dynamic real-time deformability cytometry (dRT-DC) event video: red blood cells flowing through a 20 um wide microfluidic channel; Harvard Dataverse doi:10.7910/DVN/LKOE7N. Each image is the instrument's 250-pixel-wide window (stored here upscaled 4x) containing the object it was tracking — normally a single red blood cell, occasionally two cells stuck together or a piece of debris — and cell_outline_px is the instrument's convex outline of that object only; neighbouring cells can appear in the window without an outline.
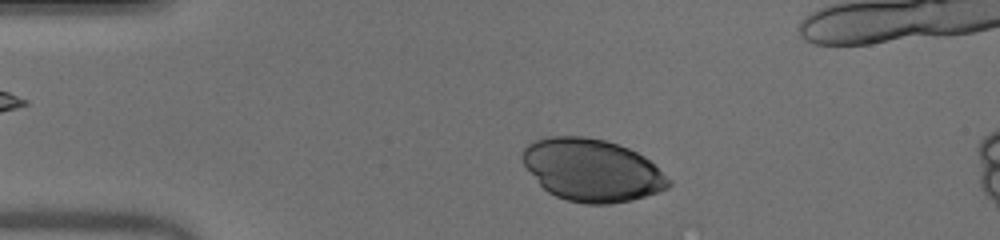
{"species": "human", "species_latin": "Homo sapiens", "temperature_condition": "warm", "stored_images_in_passage": 45, "camera_frame_rate_fps": 3000, "um_per_image_px": 0.085, "donor": {"sex": "male"}, "frame": {"image": 1, "passage_image": 4, "time_ms": 1.0, "image_size_px": [1000, 240], "cell_outline_px": [[672, 184], [668, 188], [632, 200], [608, 204], [584, 204], [568, 200], [556, 196], [548, 192], [540, 184], [524, 164], [520, 156], [520, 152], [528, 144], [536, 140], [548, 136], [584, 136], [604, 140], [628, 148], [644, 156], [672, 180]], "centroid_in_image_um": [50.31, 14.46], "position_along_channel_um": 34.7, "area_um2": 53.0}}
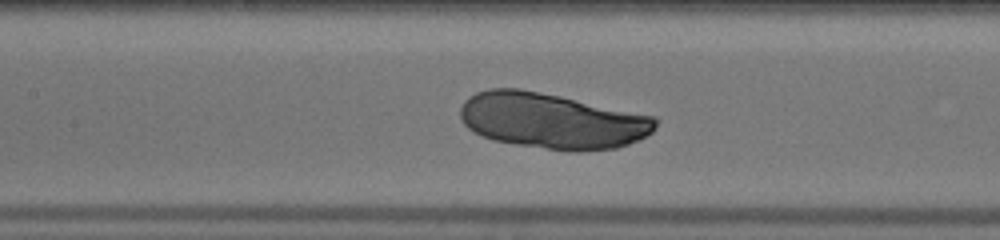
{"frame": {"image": 2, "passage_image": 17, "time_ms": 5.333, "image_size_px": [1000, 240], "cell_outline_px": [[656, 128], [652, 132], [640, 140], [616, 148], [584, 152], [568, 152], [516, 144], [492, 140], [468, 128], [460, 120], [460, 108], [464, 100], [468, 96], [476, 92], [488, 88], [520, 88], [560, 96], [656, 116]], "centroid_in_image_um": [46.92, 10.27], "position_along_channel_um": 160.5, "area_um2": 63.87}}
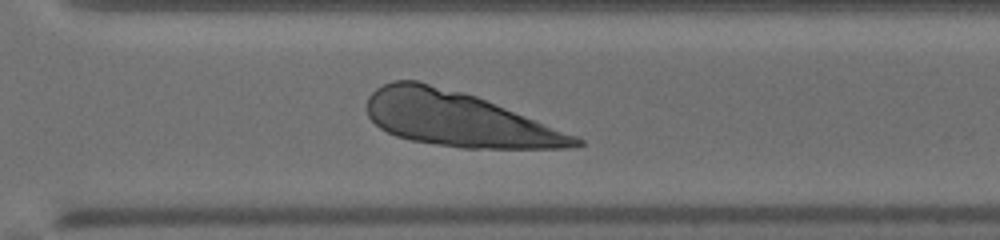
{"frame": {"image": 3, "passage_image": 30, "time_ms": 9.667, "image_size_px": [1000, 240], "cell_outline_px": [[584, 144], [564, 148], [460, 148], [412, 140], [396, 136], [380, 128], [368, 116], [368, 96], [376, 88], [392, 80], [416, 80], [464, 92], [476, 96], [576, 136], [584, 140]], "centroid_in_image_um": [38.91, 10.12], "position_along_channel_um": 331.7, "area_um2": 65.37}}